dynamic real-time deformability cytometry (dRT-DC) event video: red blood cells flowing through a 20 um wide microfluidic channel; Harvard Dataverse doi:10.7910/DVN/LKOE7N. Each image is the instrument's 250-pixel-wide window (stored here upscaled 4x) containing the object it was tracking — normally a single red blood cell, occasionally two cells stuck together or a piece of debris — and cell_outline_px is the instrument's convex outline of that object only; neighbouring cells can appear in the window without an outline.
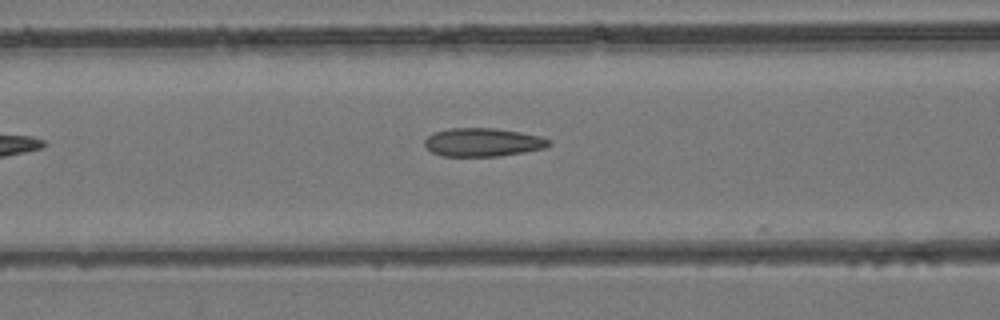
{"species": "common noctule bat (a hibernating species)", "species_latin": "Nyctalus noctula", "temperature_condition": "room temperature", "stored_images_in_passage": 8, "camera_frame_rate_fps": 3000, "um_per_image_px": 0.085, "animal": {"sex": "female", "body_mass_g": 24.6, "forearm_length_mm": 56.2}, "frame": {"image": 1, "passage_image": 5, "time_ms": 1.333, "image_size_px": [1000, 320], "cell_outline_px": [[552, 144], [544, 148], [524, 152], [500, 156], [440, 156], [424, 148], [424, 140], [432, 132], [448, 128], [496, 128], [520, 132], [540, 136], [552, 140]], "centroid_in_image_um": [41.01, 12.09], "position_along_channel_um": 125.6, "area_um2": 20.87}}
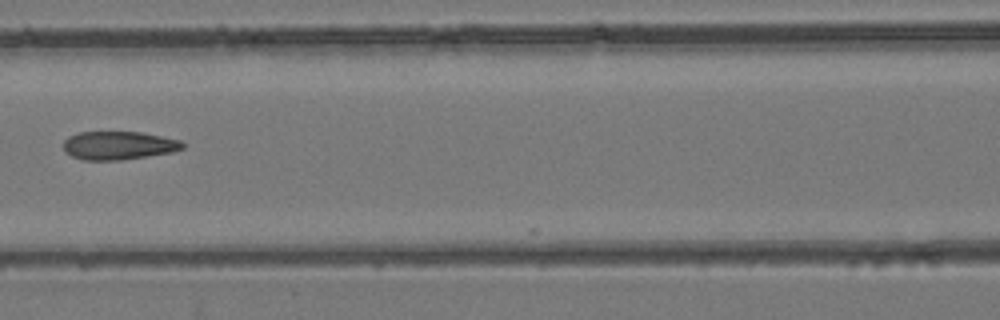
{"frame": {"image": 2, "passage_image": 7, "time_ms": 2.0, "image_size_px": [1000, 320], "cell_outline_px": [[184, 148], [172, 152], [120, 160], [84, 160], [72, 156], [64, 152], [64, 140], [68, 136], [80, 132], [140, 132], [180, 140], [184, 144]], "centroid_in_image_um": [10.05, 12.36], "position_along_channel_um": 156.5, "area_um2": 19.59}}